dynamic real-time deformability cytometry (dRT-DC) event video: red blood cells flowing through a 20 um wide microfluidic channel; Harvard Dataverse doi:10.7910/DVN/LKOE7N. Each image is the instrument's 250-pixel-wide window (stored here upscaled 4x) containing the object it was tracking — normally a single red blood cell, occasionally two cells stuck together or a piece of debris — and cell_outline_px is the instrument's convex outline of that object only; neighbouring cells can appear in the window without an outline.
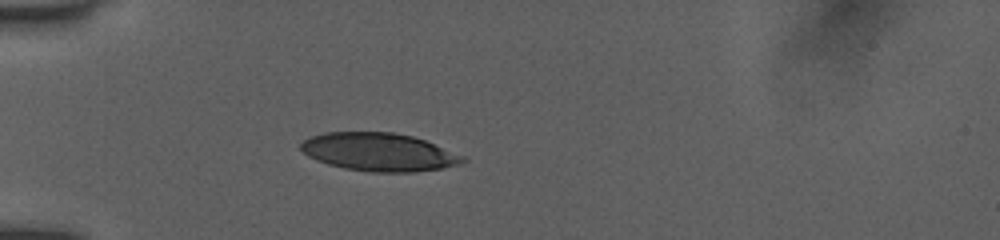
{"species": "human", "species_latin": "Homo sapiens", "temperature_condition": "room temperature", "stored_images_in_passage": 8, "camera_frame_rate_fps": 3000, "um_per_image_px": 0.085, "donor": {"sex": "female"}, "frame": {"image": 1, "passage_image": 8, "time_ms": 5.333, "image_size_px": [1000, 240], "cell_outline_px": [[468, 160], [460, 164], [440, 168], [412, 172], [372, 172], [344, 168], [328, 164], [316, 160], [308, 156], [300, 148], [300, 144], [308, 136], [324, 132], [392, 132], [412, 136], [424, 140], [464, 156]], "centroid_in_image_um": [32.17, 12.92], "position_along_channel_um": 52.8, "area_um2": 35.89}}